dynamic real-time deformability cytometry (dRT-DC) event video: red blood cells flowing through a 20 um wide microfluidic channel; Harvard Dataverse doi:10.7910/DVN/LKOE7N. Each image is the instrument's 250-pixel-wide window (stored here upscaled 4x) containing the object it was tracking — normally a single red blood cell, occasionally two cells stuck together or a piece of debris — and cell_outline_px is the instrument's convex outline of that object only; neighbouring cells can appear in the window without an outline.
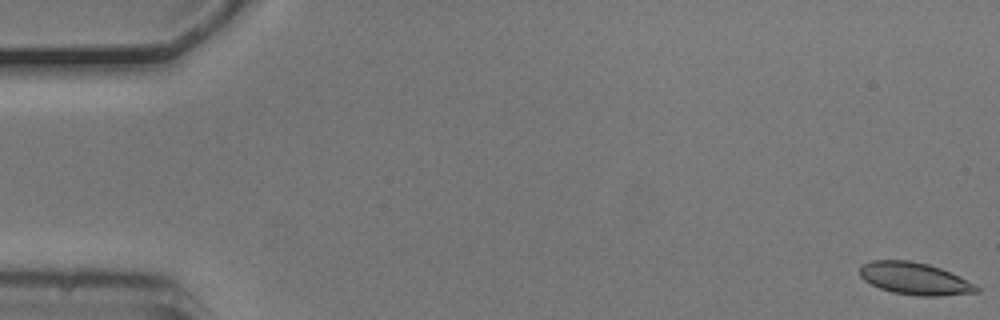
{"species": "common noctule bat (a hibernating species)", "species_latin": "Nyctalus noctula", "temperature_condition": "cold", "stored_images_in_passage": 56, "camera_frame_rate_fps": 3000, "um_per_image_px": 0.085, "animal": {"sex": "male", "body_mass_g": 20.5, "forearm_length_mm": 52.5}, "frame": {"image": 1, "passage_image": 1, "time_ms": 0.0, "image_size_px": [1000, 320], "cell_outline_px": [[980, 292], [940, 296], [916, 296], [892, 292], [880, 288], [864, 280], [860, 276], [860, 264], [872, 260], [912, 260], [928, 264], [940, 268], [976, 284], [980, 288]], "centroid_in_image_um": [77.75, 23.68], "position_along_channel_um": 7.3, "area_um2": 22.02}}
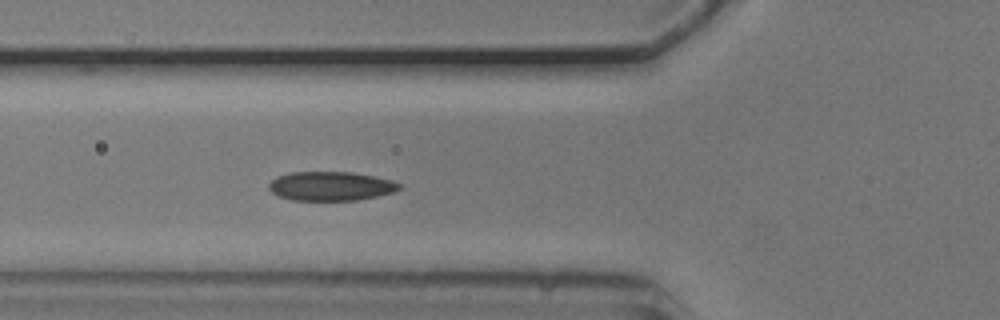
{"frame": {"image": 2, "passage_image": 20, "time_ms": 6.333, "image_size_px": [1000, 320], "cell_outline_px": [[404, 188], [392, 192], [376, 196], [356, 200], [292, 200], [280, 196], [272, 192], [268, 188], [268, 184], [276, 176], [292, 172], [352, 172], [392, 180], [404, 184]], "centroid_in_image_um": [28.14, 15.81], "position_along_channel_um": 97.7, "area_um2": 22.14}}
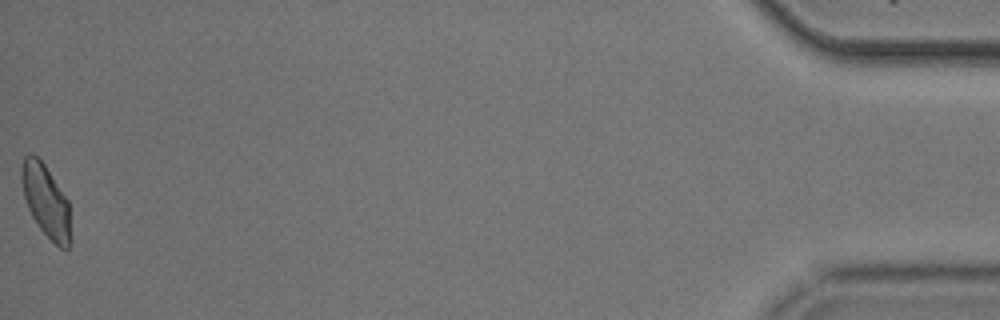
{"frame": {"image": 3, "passage_image": 55, "time_ms": 18.0, "image_size_px": [1000, 320], "cell_outline_px": [[72, 240], [68, 248], [60, 248], [40, 228], [32, 216], [28, 208], [24, 196], [20, 176], [20, 168], [24, 156], [32, 152], [44, 164], [68, 200]], "centroid_in_image_um": [3.9, 17.07], "position_along_channel_um": 431.3, "area_um2": 20.75}}